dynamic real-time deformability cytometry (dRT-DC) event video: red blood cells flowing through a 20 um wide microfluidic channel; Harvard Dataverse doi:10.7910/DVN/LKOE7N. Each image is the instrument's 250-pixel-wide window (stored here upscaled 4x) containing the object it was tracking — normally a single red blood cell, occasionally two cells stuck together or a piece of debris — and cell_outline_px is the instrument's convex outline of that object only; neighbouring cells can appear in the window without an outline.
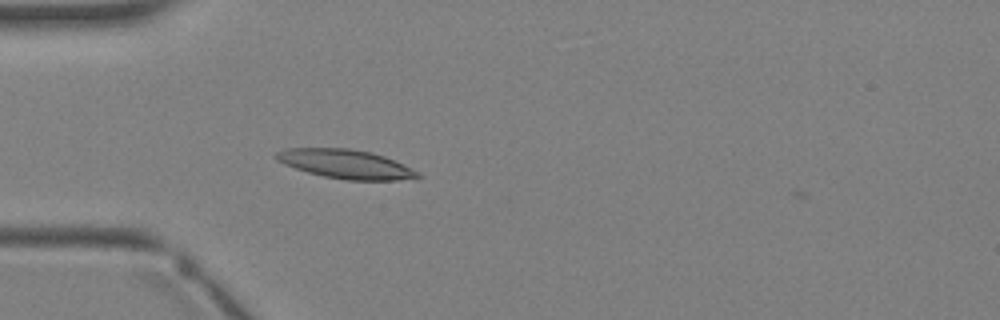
{"species": "Egyptian fruit bat (a non-hibernating species)", "species_latin": "Rousettus aegyptiacus", "temperature_condition": "warm", "stored_images_in_passage": 3, "camera_frame_rate_fps": 3000, "um_per_image_px": 0.085, "animal": {"sex": "female"}, "frame": {"image": 1, "passage_image": 3, "time_ms": 2.333, "image_size_px": [1000, 320], "cell_outline_px": [[424, 176], [396, 180], [348, 180], [324, 176], [308, 172], [284, 164], [276, 160], [272, 156], [276, 152], [288, 148], [348, 148], [372, 152], [384, 156], [420, 172]], "centroid_in_image_um": [29.37, 13.94], "position_along_channel_um": 55.6, "area_um2": 23.81}}